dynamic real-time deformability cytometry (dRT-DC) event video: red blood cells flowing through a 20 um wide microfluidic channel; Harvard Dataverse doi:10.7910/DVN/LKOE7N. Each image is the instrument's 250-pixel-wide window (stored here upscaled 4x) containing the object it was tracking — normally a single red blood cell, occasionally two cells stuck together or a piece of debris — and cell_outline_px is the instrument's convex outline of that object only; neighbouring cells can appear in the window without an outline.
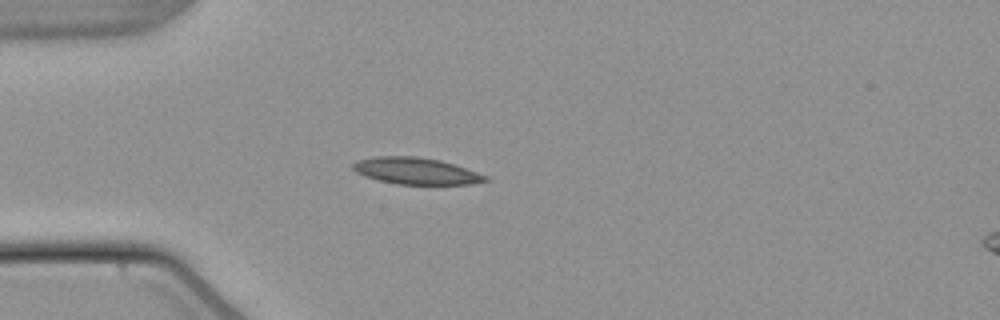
{"species": "common noctule bat (a hibernating species)", "species_latin": "Nyctalus noctula", "temperature_condition": "warm", "stored_images_in_passage": 40, "camera_frame_rate_fps": 3000, "um_per_image_px": 0.085, "animal": {"sex": "male", "body_mass_g": 21.5, "forearm_length_mm": 52.0}, "frame": {"image": 1, "passage_image": 1, "time_ms": 0.0, "image_size_px": [1000, 320], "cell_outline_px": [[488, 180], [472, 184], [396, 184], [364, 176], [356, 172], [352, 168], [352, 164], [356, 160], [372, 156], [416, 156], [440, 160], [488, 176]], "centroid_in_image_um": [35.3, 14.52], "position_along_channel_um": 49.7, "area_um2": 20.46}}
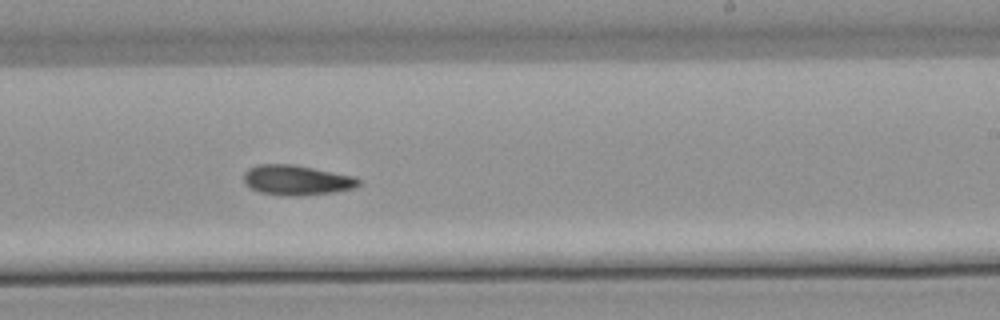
{"frame": {"image": 2, "passage_image": 19, "time_ms": 6.0, "image_size_px": [1000, 320], "cell_outline_px": [[360, 184], [356, 188], [332, 192], [304, 196], [288, 196], [260, 192], [244, 184], [244, 172], [248, 168], [256, 164], [292, 164], [352, 176], [360, 180]], "centroid_in_image_um": [25.18, 15.31], "position_along_channel_um": 263.8, "area_um2": 20.06}}
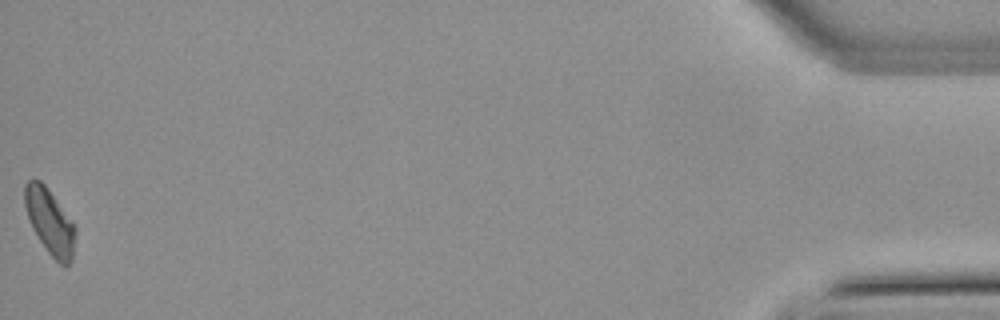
{"frame": {"image": 3, "passage_image": 40, "time_ms": 13.0, "image_size_px": [1000, 320], "cell_outline_px": [[76, 232], [72, 260], [64, 268], [48, 252], [32, 228], [24, 204], [24, 184], [32, 176], [40, 180], [48, 188], [72, 220], [76, 228]], "centroid_in_image_um": [4.23, 18.8], "position_along_channel_um": 431.0, "area_um2": 19.48}}